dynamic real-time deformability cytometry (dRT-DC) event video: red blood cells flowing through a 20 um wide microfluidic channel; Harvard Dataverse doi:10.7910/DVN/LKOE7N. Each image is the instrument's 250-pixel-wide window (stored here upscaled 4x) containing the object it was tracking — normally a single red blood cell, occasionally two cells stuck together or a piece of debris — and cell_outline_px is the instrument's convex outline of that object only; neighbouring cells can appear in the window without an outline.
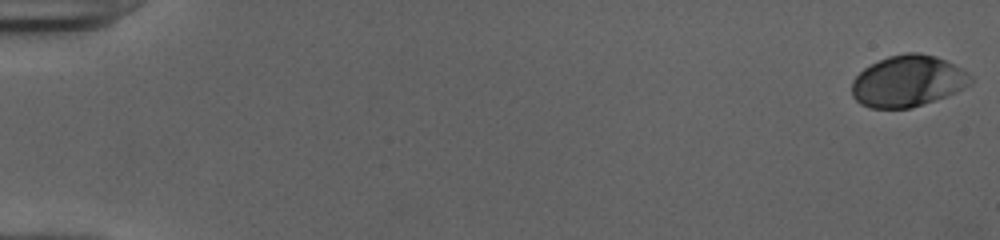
{"species": "human", "species_latin": "Homo sapiens", "temperature_condition": "cold", "stored_images_in_passage": 52, "camera_frame_rate_fps": 3000, "um_per_image_px": 0.085, "donor": {"sex": "female"}, "frame": {"image": 1, "passage_image": 1, "time_ms": 0.0, "image_size_px": [1000, 240], "cell_outline_px": [[972, 84], [956, 92], [912, 108], [868, 108], [860, 104], [852, 96], [852, 80], [864, 68], [888, 56], [904, 52], [920, 52], [936, 56], [968, 72], [972, 76]], "centroid_in_image_um": [77.16, 6.89], "position_along_channel_um": 7.8, "area_um2": 35.6}}
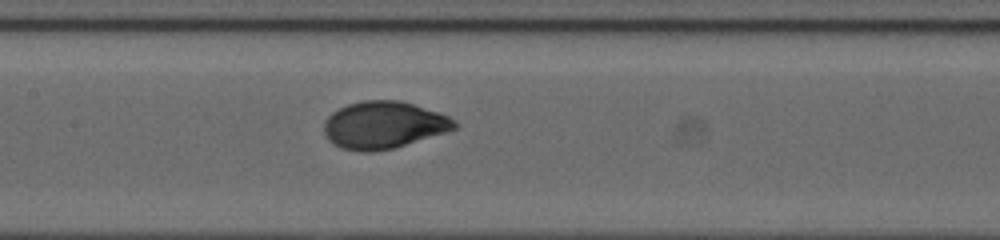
{"frame": {"image": 2, "passage_image": 27, "time_ms": 8.667, "image_size_px": [1000, 240], "cell_outline_px": [[460, 124], [456, 128], [448, 132], [392, 148], [372, 152], [360, 152], [344, 148], [328, 140], [324, 132], [324, 120], [332, 112], [348, 104], [364, 100], [400, 100], [448, 116], [456, 120]], "centroid_in_image_um": [32.62, 10.62], "position_along_channel_um": 174.8, "area_um2": 35.78}}
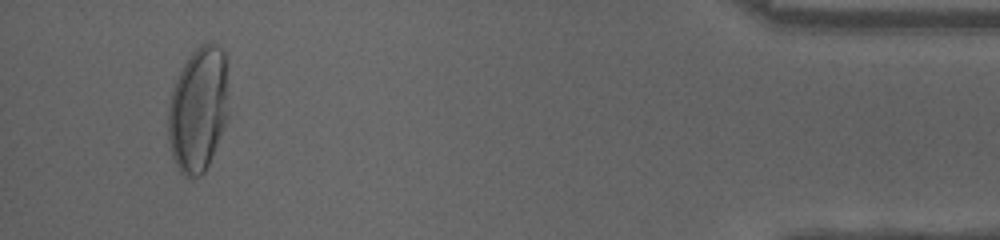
{"frame": {"image": 3, "passage_image": 50, "time_ms": 16.333, "image_size_px": [1000, 240], "cell_outline_px": [[228, 116], [208, 164], [204, 172], [200, 176], [184, 176], [176, 168], [172, 156], [168, 140], [168, 112], [172, 92], [176, 80], [188, 56], [200, 44], [216, 44], [224, 52], [228, 112]], "centroid_in_image_um": [16.83, 9.32], "position_along_channel_um": 418.4, "area_um2": 43.47}, "authors_computed_cell_mechanics": {"area_um2": 35.6048, "velocity_mm_per_s": 3.9918, "shape_relaxation_time_tau1_ms": 4.1188, "shape_relaxation_time_tau2_ms": null, "deformation_change_tau1": 0.2098, "deformation_change_tau2": null}}